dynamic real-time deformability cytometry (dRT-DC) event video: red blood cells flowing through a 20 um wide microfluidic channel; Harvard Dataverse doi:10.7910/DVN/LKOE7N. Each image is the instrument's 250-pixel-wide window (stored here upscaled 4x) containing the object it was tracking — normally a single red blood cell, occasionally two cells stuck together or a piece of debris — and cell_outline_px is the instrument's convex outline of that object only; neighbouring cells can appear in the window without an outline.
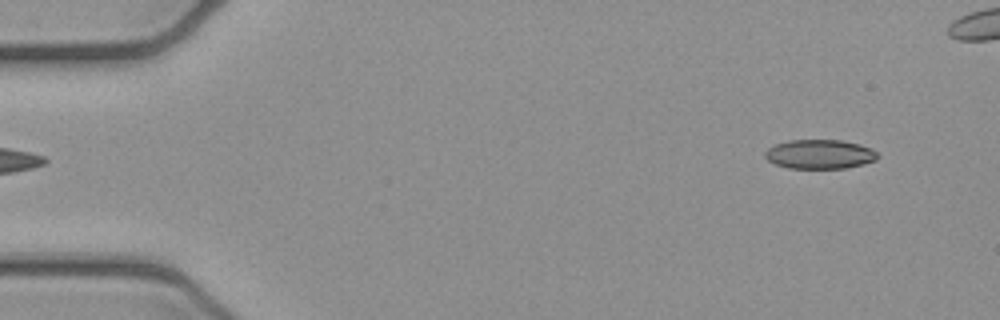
{"species": "common noctule bat (a hibernating species)", "species_latin": "Nyctalus noctula", "temperature_condition": "cold", "stored_images_in_passage": 5, "camera_frame_rate_fps": 3000, "um_per_image_px": 0.085, "animal": {"sex": "female", "body_mass_g": 21.9}, "frame": {"image": 1, "passage_image": 1, "time_ms": 0.0, "image_size_px": [1000, 320], "cell_outline_px": [[880, 156], [876, 160], [844, 168], [788, 168], [776, 164], [768, 160], [764, 156], [764, 152], [768, 148], [776, 144], [788, 140], [840, 140], [860, 144], [872, 148]], "centroid_in_image_um": [69.67, 13.1], "position_along_channel_um": 15.3, "area_um2": 19.13}}